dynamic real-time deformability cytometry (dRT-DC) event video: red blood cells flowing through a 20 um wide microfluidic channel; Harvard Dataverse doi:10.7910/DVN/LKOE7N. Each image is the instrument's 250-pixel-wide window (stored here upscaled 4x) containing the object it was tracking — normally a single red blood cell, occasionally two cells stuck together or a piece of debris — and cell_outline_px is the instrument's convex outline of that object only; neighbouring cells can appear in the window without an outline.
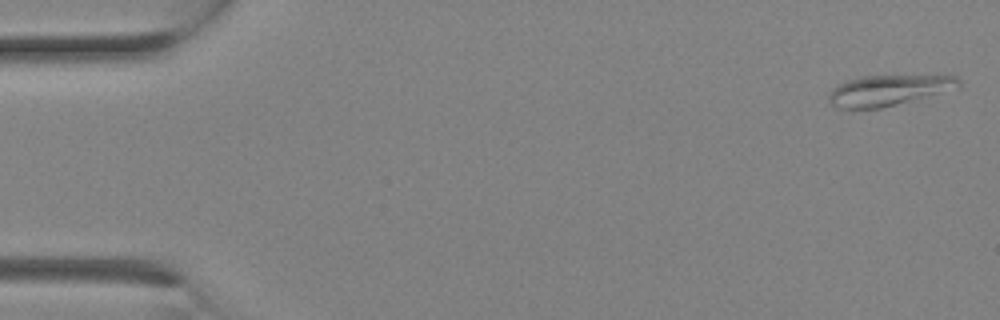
{"species": "Egyptian fruit bat (a non-hibernating species)", "species_latin": "Rousettus aegyptiacus", "temperature_condition": "room temperature", "stored_images_in_passage": 4, "camera_frame_rate_fps": 3000, "um_per_image_px": 0.085, "animal": {"sex": "female"}, "frame": {"image": 1, "passage_image": 1, "time_ms": 0.0, "image_size_px": [1000, 320], "cell_outline_px": [[960, 84], [912, 100], [880, 108], [836, 108], [828, 100], [828, 92], [832, 88], [848, 80], [864, 76], [960, 76]], "centroid_in_image_um": [75.38, 7.67], "position_along_channel_um": 9.6, "area_um2": 22.25}}